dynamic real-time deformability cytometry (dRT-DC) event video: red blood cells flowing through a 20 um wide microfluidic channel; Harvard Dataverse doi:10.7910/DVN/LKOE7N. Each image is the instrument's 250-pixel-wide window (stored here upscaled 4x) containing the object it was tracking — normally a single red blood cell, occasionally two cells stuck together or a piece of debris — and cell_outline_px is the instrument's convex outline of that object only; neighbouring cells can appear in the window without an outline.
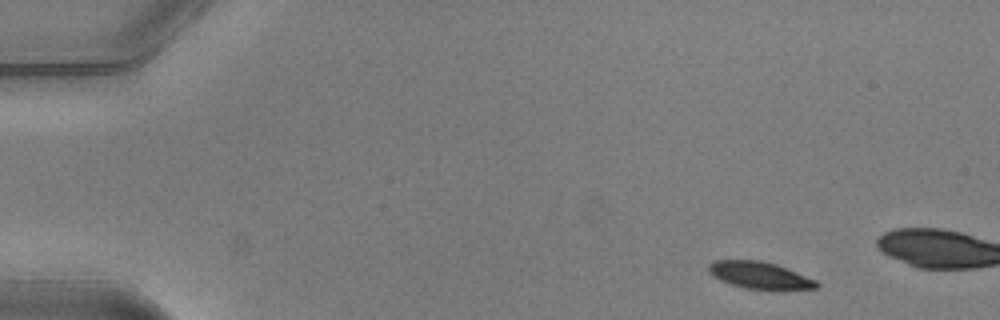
{"species": "common noctule bat (a hibernating species)", "species_latin": "Nyctalus noctula", "temperature_condition": "warm", "stored_images_in_passage": 12, "camera_frame_rate_fps": 3000, "um_per_image_px": 0.085, "animal": {"sex": "male", "body_mass_g": 20.5, "forearm_length_mm": 52.5}, "frame": {"image": 1, "passage_image": 3, "time_ms": 0.667, "image_size_px": [1000, 320], "cell_outline_px": [[820, 284], [816, 288], [744, 288], [720, 280], [712, 276], [708, 272], [708, 264], [716, 260], [760, 260], [776, 264], [816, 280]], "centroid_in_image_um": [64.5, 23.36], "position_along_channel_um": 20.5, "area_um2": 16.47}}